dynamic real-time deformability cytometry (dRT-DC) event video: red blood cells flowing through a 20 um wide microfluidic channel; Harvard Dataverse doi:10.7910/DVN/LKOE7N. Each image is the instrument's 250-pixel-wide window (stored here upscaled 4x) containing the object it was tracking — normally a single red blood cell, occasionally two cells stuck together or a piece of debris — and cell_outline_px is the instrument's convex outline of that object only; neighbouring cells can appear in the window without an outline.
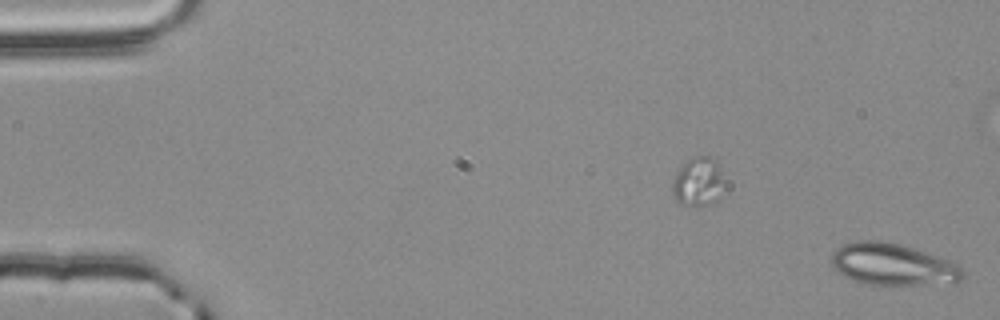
{"species": "common noctule bat (a hibernating species)", "species_latin": "Nyctalus noctula", "temperature_condition": "room temperature", "stored_images_in_passage": 49, "camera_frame_rate_fps": 3000, "um_per_image_px": 0.085, "animal": {"sex": "male", "body_mass_g": 20.4}, "frame": {"image": 1, "passage_image": 1, "time_ms": 0.0, "image_size_px": [1000, 320], "cell_outline_px": [[964, 280], [920, 284], [872, 284], [856, 280], [840, 272], [832, 264], [832, 252], [836, 248], [844, 244], [856, 240], [876, 240], [900, 244], [948, 260], [956, 264], [964, 272]], "centroid_in_image_um": [75.87, 22.45], "position_along_channel_um": 9.1, "area_um2": 31.04}}
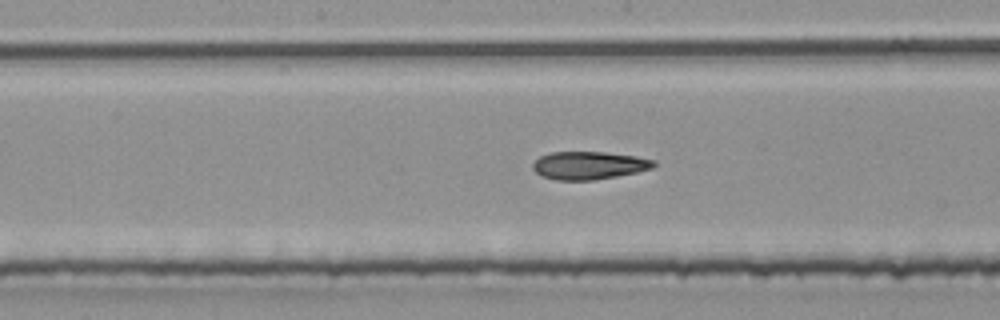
{"frame": {"image": 2, "passage_image": 29, "time_ms": 9.333, "image_size_px": [1000, 320], "cell_outline_px": [[656, 164], [652, 168], [636, 172], [616, 176], [592, 180], [556, 180], [540, 176], [532, 168], [532, 164], [540, 156], [552, 152], [604, 152], [636, 156], [656, 160]], "centroid_in_image_um": [50.05, 14.06], "position_along_channel_um": 198.2, "area_um2": 19.65}}
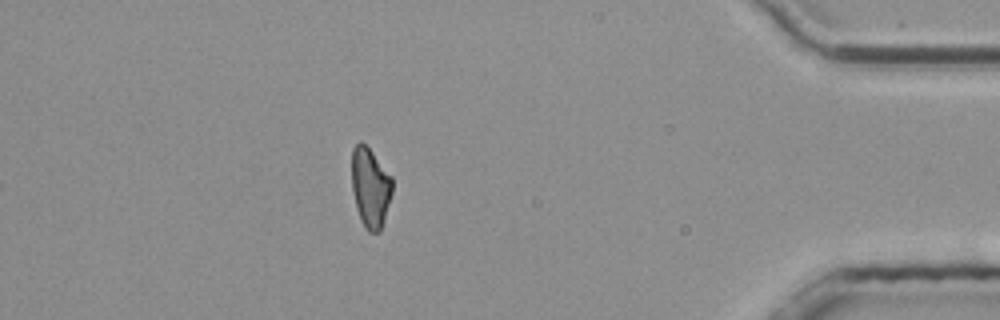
{"frame": {"image": 3, "passage_image": 49, "time_ms": 16.0, "image_size_px": [1000, 320], "cell_outline_px": [[392, 192], [384, 220], [380, 232], [368, 232], [356, 208], [352, 192], [352, 148], [360, 140], [372, 152], [392, 176]], "centroid_in_image_um": [31.47, 15.92], "position_along_channel_um": 403.7, "area_um2": 18.73}, "authors_computed_cell_mechanics": {"area_um2": 20.3456, "velocity_mm_per_s": 3.7842, "shape_relaxation_time_tau1_ms": null, "shape_relaxation_time_tau2_ms": 3.3347, "deformation_change_tau1": null, "deformation_change_tau2": 0.0992}}